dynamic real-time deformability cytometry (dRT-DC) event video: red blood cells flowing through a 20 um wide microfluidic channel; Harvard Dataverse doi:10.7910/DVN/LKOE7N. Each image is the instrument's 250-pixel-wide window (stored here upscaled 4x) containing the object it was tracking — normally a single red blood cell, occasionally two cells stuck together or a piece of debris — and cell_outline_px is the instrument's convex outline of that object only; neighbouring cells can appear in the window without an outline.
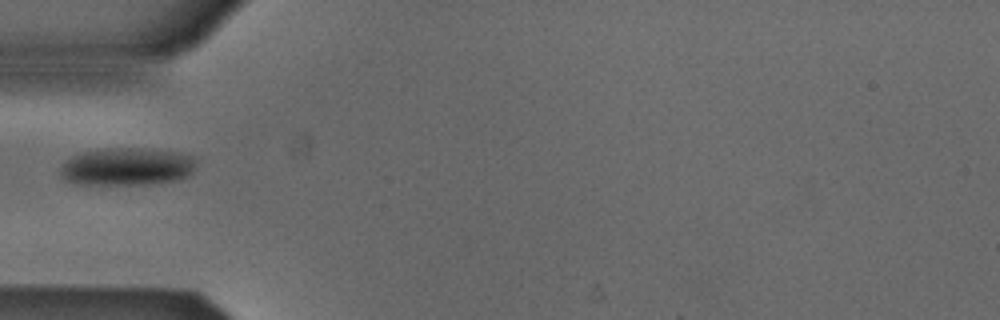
{"species": "Egyptian fruit bat (a non-hibernating species)", "species_latin": "Rousettus aegyptiacus", "temperature_condition": "cold", "stored_images_in_passage": 3, "camera_frame_rate_fps": 3000, "um_per_image_px": 0.085, "animal": {"sex": "male"}, "frame": {"image": 1, "passage_image": 3, "time_ms": 0.667, "image_size_px": [1000, 320], "cell_outline_px": [[192, 172], [188, 176], [176, 180], [148, 184], [76, 184], [64, 180], [60, 176], [60, 168], [64, 160], [72, 156], [96, 148], [144, 148], [180, 152], [192, 156]], "centroid_in_image_um": [10.71, 14.15], "position_along_channel_um": 74.3, "area_um2": 30.0}}